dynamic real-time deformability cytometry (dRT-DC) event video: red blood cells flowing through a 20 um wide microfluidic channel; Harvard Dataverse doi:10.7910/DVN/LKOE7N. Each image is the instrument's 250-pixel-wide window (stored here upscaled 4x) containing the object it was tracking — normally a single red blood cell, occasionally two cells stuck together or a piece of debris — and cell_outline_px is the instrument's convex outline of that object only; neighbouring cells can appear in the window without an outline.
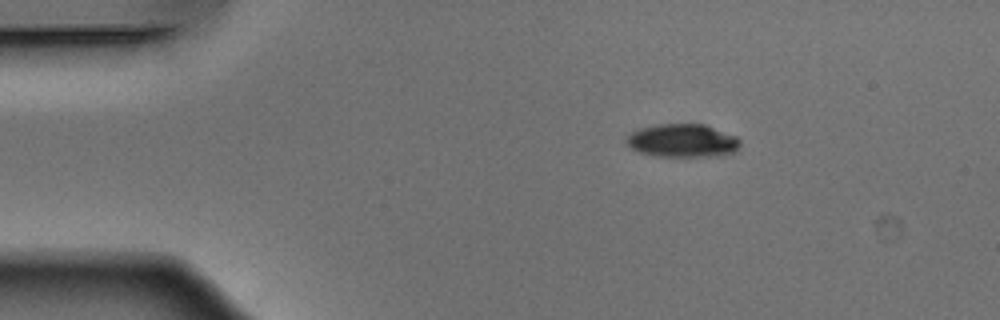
{"species": "Egyptian fruit bat (a non-hibernating species)", "species_latin": "Rousettus aegyptiacus", "temperature_condition": "warm", "stored_images_in_passage": 44, "camera_frame_rate_fps": 3000, "um_per_image_px": 0.085, "animal": {"sex": "male"}, "frame": {"image": 1, "passage_image": 1, "time_ms": 0.0, "image_size_px": [1000, 320], "cell_outline_px": [[740, 144], [736, 152], [716, 156], [656, 156], [640, 152], [624, 144], [624, 140], [632, 132], [640, 128], [656, 124], [704, 124], [736, 136], [740, 140]], "centroid_in_image_um": [58.0, 11.95], "position_along_channel_um": 27.0, "area_um2": 22.08}}
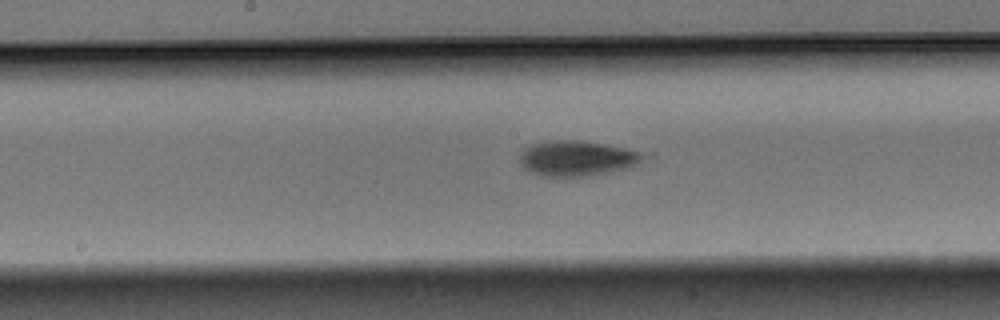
{"frame": {"image": 2, "passage_image": 19, "time_ms": 6.0, "image_size_px": [1000, 320], "cell_outline_px": [[644, 156], [636, 164], [628, 168], [580, 176], [540, 176], [524, 168], [520, 164], [520, 156], [524, 148], [532, 144], [552, 140], [576, 140], [604, 144], [624, 148], [640, 152]], "centroid_in_image_um": [48.97, 13.45], "position_along_channel_um": 199.2, "area_um2": 24.8}}
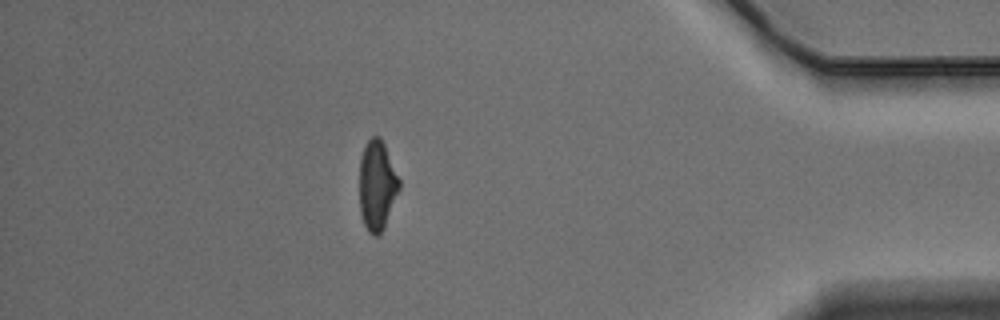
{"frame": {"image": 3, "passage_image": 38, "time_ms": 12.333, "image_size_px": [1000, 320], "cell_outline_px": [[400, 188], [384, 228], [380, 236], [372, 236], [368, 232], [364, 224], [360, 212], [360, 156], [364, 144], [372, 136], [380, 136], [384, 144], [400, 180]], "centroid_in_image_um": [32.04, 15.77], "position_along_channel_um": 403.2, "area_um2": 20.98}, "authors_computed_cell_mechanics": {"area_um2": 22.7443, "velocity_mm_per_s": 3.8897, "shape_relaxation_time_tau1_ms": 3.1024, "shape_relaxation_time_tau2_ms": 7.9872, "deformation_change_tau1": 0.121, "deformation_change_tau2": 0.151}}